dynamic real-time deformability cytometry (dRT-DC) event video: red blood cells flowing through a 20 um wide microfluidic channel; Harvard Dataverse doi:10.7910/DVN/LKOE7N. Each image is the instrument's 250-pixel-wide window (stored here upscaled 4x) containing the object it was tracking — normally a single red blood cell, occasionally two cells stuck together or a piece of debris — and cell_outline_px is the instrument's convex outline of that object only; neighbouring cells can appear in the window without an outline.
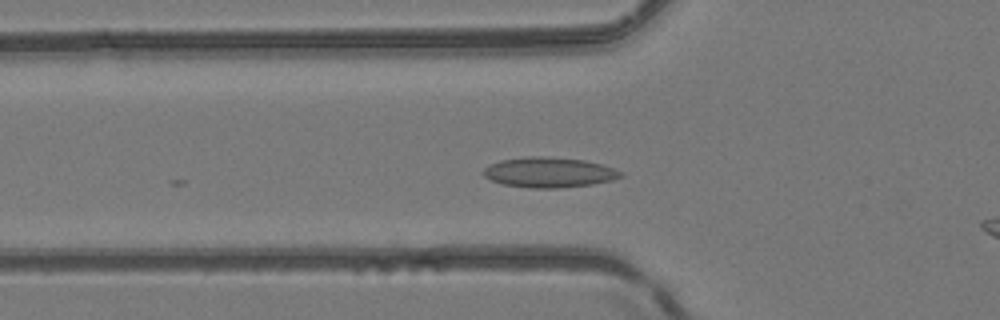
{"species": "common noctule bat (a hibernating species)", "species_latin": "Nyctalus noctula", "temperature_condition": "room temperature", "stored_images_in_passage": 16, "camera_frame_rate_fps": 3000, "um_per_image_px": 0.085, "animal": {"sex": "female", "body_mass_g": 24.6, "forearm_length_mm": 56.2}, "frame": {"image": 1, "passage_image": 10, "time_ms": 3.0, "image_size_px": [1000, 320], "cell_outline_px": [[624, 176], [612, 180], [592, 184], [556, 188], [532, 188], [504, 184], [492, 180], [484, 176], [480, 172], [484, 168], [500, 160], [532, 156], [540, 156], [584, 160], [600, 164], [624, 172]], "centroid_in_image_um": [46.67, 14.65], "position_along_channel_um": 79.1, "area_um2": 23.93}}